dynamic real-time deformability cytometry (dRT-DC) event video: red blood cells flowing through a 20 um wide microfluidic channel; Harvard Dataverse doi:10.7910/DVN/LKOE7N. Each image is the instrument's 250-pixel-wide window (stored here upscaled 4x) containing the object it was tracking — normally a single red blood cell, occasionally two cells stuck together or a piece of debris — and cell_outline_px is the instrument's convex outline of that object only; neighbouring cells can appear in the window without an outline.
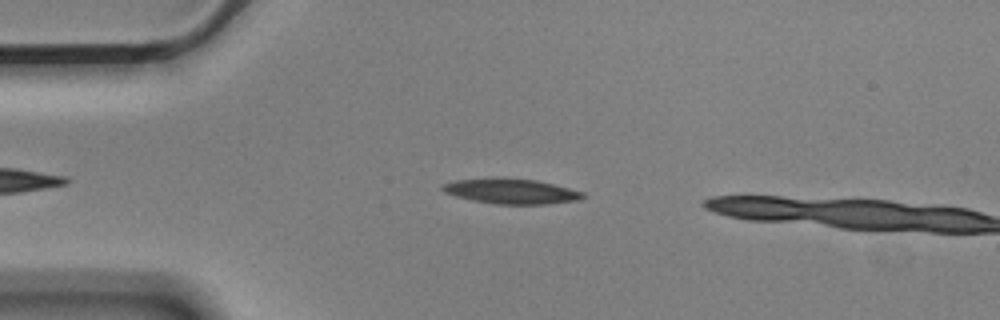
{"species": "Egyptian fruit bat (a non-hibernating species)", "species_latin": "Rousettus aegyptiacus", "temperature_condition": "cold", "stored_images_in_passage": 13, "camera_frame_rate_fps": 3000, "um_per_image_px": 0.085, "animal": {"sex": "male"}, "frame": {"image": 1, "passage_image": 11, "time_ms": 3.333, "image_size_px": [1000, 320], "cell_outline_px": [[584, 196], [576, 200], [548, 204], [496, 204], [472, 200], [456, 196], [444, 192], [440, 188], [444, 184], [456, 180], [496, 176], [504, 176], [536, 180], [584, 192]], "centroid_in_image_um": [43.4, 16.23], "position_along_channel_um": 41.6, "area_um2": 20.75}}